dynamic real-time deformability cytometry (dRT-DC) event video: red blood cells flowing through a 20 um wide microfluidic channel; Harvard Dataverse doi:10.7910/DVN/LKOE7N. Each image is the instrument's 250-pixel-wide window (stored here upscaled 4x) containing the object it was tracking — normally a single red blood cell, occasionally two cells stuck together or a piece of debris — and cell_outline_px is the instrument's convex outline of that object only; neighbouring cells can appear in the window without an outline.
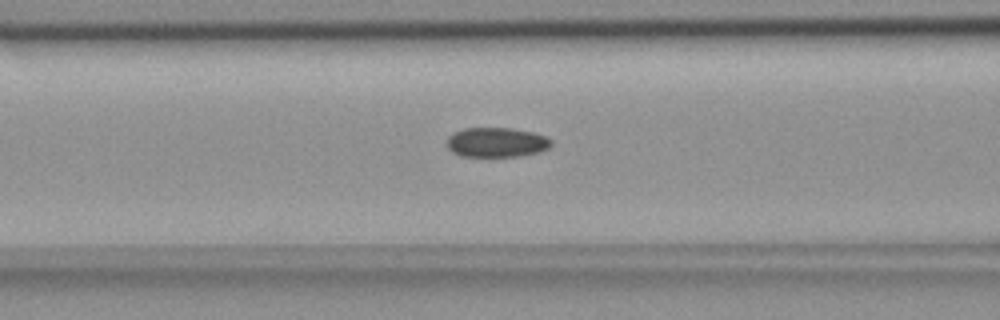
{"species": "common noctule bat (a hibernating species)", "species_latin": "Nyctalus noctula", "temperature_condition": "room temperature", "stored_images_in_passage": 45, "camera_frame_rate_fps": 3000, "um_per_image_px": 0.085, "animal": {"sex": "female", "body_mass_g": 18.4}, "frame": {"image": 1, "passage_image": 22, "time_ms": 7.0, "image_size_px": [1000, 320], "cell_outline_px": [[552, 144], [548, 148], [540, 152], [520, 156], [460, 156], [452, 152], [448, 148], [448, 136], [452, 132], [464, 128], [512, 128], [532, 132], [548, 136], [552, 140]], "centroid_in_image_um": [42.22, 12.09], "position_along_channel_um": 124.4, "area_um2": 18.21}}
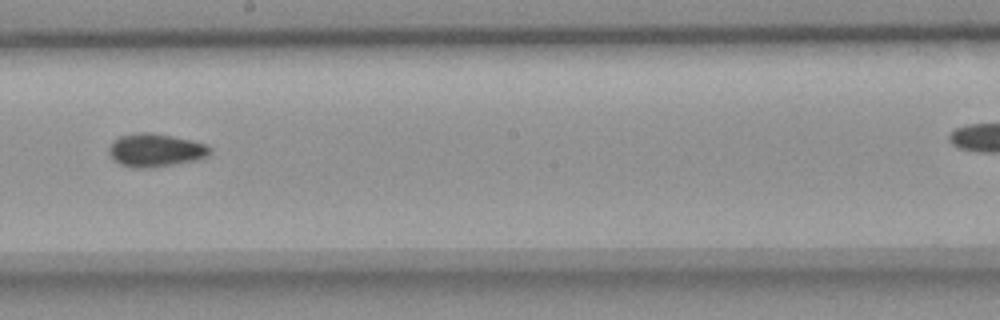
{"frame": {"image": 2, "passage_image": 31, "time_ms": 10.0, "image_size_px": [1000, 320], "cell_outline_px": [[212, 148], [204, 156], [192, 160], [148, 168], [136, 168], [120, 164], [108, 152], [108, 148], [112, 140], [120, 136], [136, 132], [152, 132], [192, 140], [204, 144]], "centroid_in_image_um": [13.14, 12.73], "position_along_channel_um": 235.1, "area_um2": 19.13}}
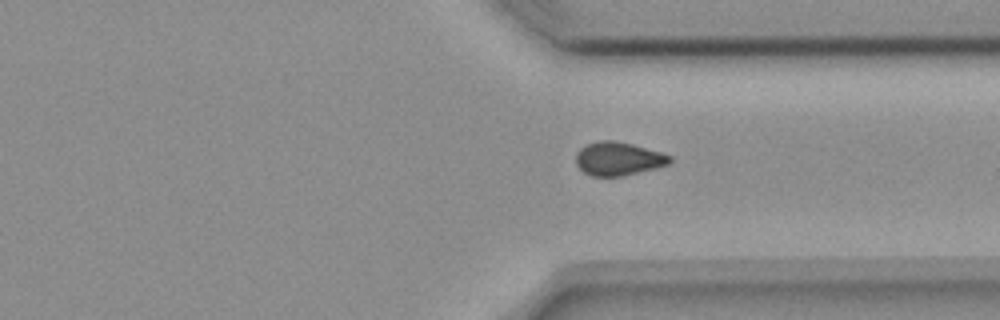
{"frame": {"image": 3, "passage_image": 41, "time_ms": 13.333, "image_size_px": [1000, 320], "cell_outline_px": [[672, 160], [668, 164], [656, 168], [620, 176], [592, 176], [584, 172], [576, 164], [576, 152], [584, 144], [600, 140], [612, 140], [632, 144], [660, 152], [672, 156]], "centroid_in_image_um": [52.53, 13.48], "position_along_channel_um": 358.9, "area_um2": 18.26}}